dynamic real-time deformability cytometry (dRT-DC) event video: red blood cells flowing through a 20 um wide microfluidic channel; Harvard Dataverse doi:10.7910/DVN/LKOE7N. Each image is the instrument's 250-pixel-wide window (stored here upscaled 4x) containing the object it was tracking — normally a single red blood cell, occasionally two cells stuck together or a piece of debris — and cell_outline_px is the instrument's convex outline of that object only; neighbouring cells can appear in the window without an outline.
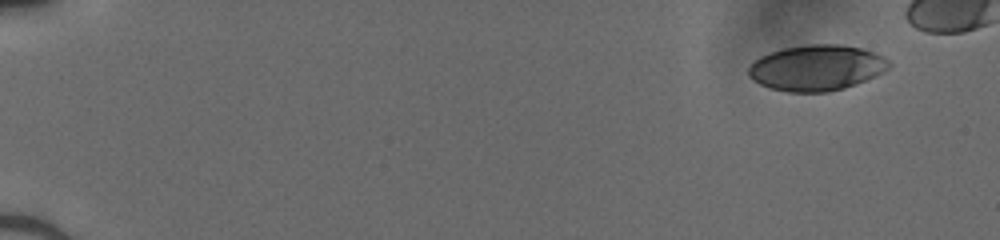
{"species": "human", "species_latin": "Homo sapiens", "temperature_condition": "cold", "stored_images_in_passage": 45, "camera_frame_rate_fps": 3000, "um_per_image_px": 0.085, "donor": {"sex": "male"}, "frame": {"image": 1, "passage_image": 1, "time_ms": 0.0, "image_size_px": [1000, 240], "cell_outline_px": [[892, 64], [884, 72], [876, 76], [856, 84], [844, 88], [828, 92], [788, 92], [772, 88], [760, 84], [752, 80], [748, 76], [748, 68], [760, 56], [784, 48], [808, 44], [840, 44], [860, 48], [872, 52], [888, 60]], "centroid_in_image_um": [69.41, 5.77], "position_along_channel_um": 15.6, "area_um2": 37.28}}
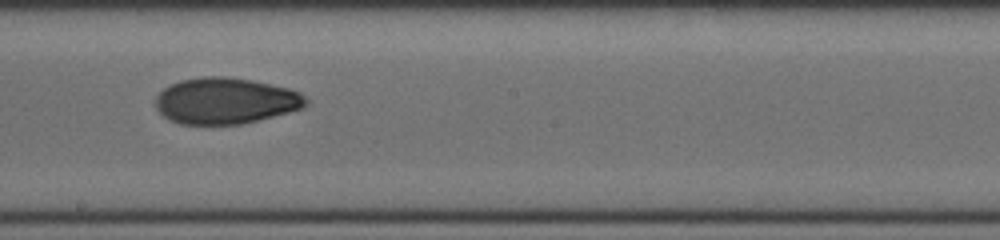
{"frame": {"image": 2, "passage_image": 28, "time_ms": 9.0, "image_size_px": [1000, 240], "cell_outline_px": [[308, 104], [300, 108], [288, 112], [244, 124], [180, 124], [168, 120], [156, 108], [156, 96], [164, 88], [180, 80], [204, 76], [224, 76], [252, 80], [288, 88], [300, 92], [308, 100]], "centroid_in_image_um": [19.16, 8.57], "position_along_channel_um": 229.0, "area_um2": 40.46}}
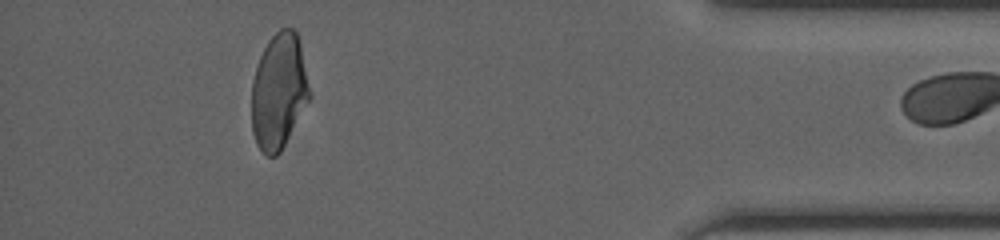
{"frame": {"image": 3, "passage_image": 44, "time_ms": 14.333, "image_size_px": [1000, 240], "cell_outline_px": [[312, 96], [280, 152], [276, 156], [268, 156], [256, 144], [252, 132], [252, 80], [260, 56], [268, 40], [280, 28], [292, 28], [296, 32], [300, 40]], "centroid_in_image_um": [23.72, 7.74], "position_along_channel_um": 411.5, "area_um2": 39.25}}